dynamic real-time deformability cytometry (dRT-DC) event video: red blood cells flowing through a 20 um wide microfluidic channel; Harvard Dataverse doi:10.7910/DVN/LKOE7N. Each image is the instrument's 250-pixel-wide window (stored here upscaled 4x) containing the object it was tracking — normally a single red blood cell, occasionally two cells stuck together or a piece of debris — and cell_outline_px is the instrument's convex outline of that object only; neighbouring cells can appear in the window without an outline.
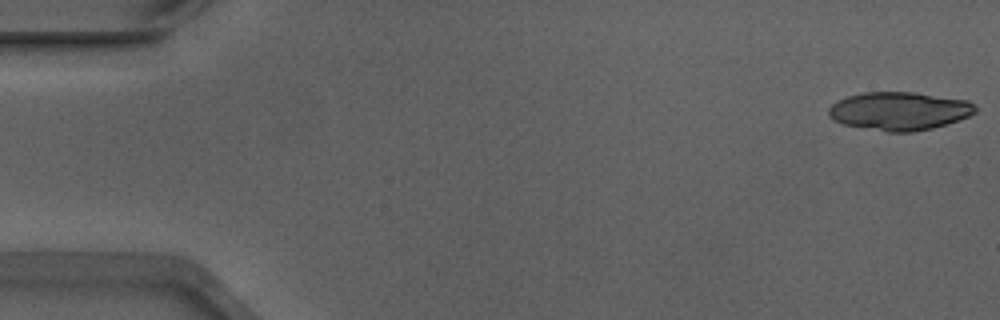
{"species": "Egyptian fruit bat (a non-hibernating species)", "species_latin": "Rousettus aegyptiacus", "temperature_condition": "warm", "stored_images_in_passage": 12, "camera_frame_rate_fps": 3000, "um_per_image_px": 0.085, "animal": {"sex": "male"}, "frame": {"image": 1, "passage_image": 1, "time_ms": 0.0, "image_size_px": [1000, 320], "cell_outline_px": [[976, 112], [968, 116], [932, 128], [912, 132], [888, 132], [844, 124], [832, 120], [828, 116], [828, 108], [832, 104], [848, 96], [864, 92], [916, 92], [968, 100], [976, 104]], "centroid_in_image_um": [76.44, 9.43], "position_along_channel_um": 8.6, "area_um2": 32.66}}